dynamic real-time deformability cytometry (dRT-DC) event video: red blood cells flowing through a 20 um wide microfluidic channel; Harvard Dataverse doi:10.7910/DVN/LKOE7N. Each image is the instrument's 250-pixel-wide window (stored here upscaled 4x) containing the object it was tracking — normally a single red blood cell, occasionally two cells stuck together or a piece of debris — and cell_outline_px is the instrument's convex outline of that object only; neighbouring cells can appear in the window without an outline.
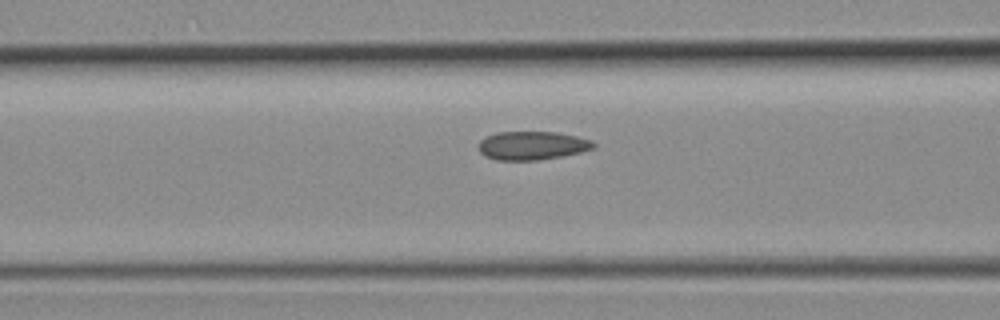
{"species": "common noctule bat (a hibernating species)", "species_latin": "Nyctalus noctula", "temperature_condition": "room temperature", "stored_images_in_passage": 4, "camera_frame_rate_fps": 3000, "um_per_image_px": 0.085, "animal": {"sex": "female", "body_mass_g": 19.3, "forearm_length_mm": 54.1}, "frame": {"image": 1, "passage_image": 4, "time_ms": 1.0, "image_size_px": [1000, 320], "cell_outline_px": [[596, 148], [564, 156], [536, 160], [496, 160], [484, 156], [476, 148], [480, 140], [496, 132], [556, 132], [576, 136], [592, 140], [596, 144]], "centroid_in_image_um": [45.23, 12.38], "position_along_channel_um": 121.4, "area_um2": 19.31}}